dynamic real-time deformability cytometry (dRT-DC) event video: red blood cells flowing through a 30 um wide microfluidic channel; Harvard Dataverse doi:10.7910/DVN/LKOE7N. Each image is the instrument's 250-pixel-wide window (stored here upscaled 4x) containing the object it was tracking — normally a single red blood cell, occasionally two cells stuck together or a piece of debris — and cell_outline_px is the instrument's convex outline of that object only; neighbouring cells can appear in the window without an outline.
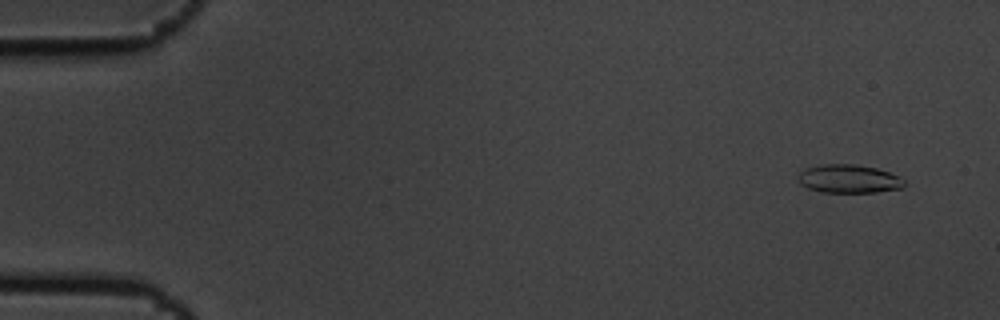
{"species": "common noctule bat (a hibernating species)", "species_latin": "Nyctalus noctula", "temperature_condition": "cold", "stored_images_in_passage": 4, "camera_frame_rate_fps": 3000, "um_per_image_px": 0.085, "animal": {"sex": "male", "body_mass_g": 19.5, "forearm_length_mm": 54.6}, "frame": {"image": 1, "passage_image": 1, "time_ms": 0.0, "image_size_px": [1000, 320], "cell_outline_px": [[904, 188], [876, 192], [820, 192], [808, 188], [800, 184], [796, 180], [796, 176], [804, 168], [820, 164], [856, 164], [876, 168], [888, 172], [904, 180]], "centroid_in_image_um": [72.08, 15.2], "position_along_channel_um": 12.9, "area_um2": 17.74}}